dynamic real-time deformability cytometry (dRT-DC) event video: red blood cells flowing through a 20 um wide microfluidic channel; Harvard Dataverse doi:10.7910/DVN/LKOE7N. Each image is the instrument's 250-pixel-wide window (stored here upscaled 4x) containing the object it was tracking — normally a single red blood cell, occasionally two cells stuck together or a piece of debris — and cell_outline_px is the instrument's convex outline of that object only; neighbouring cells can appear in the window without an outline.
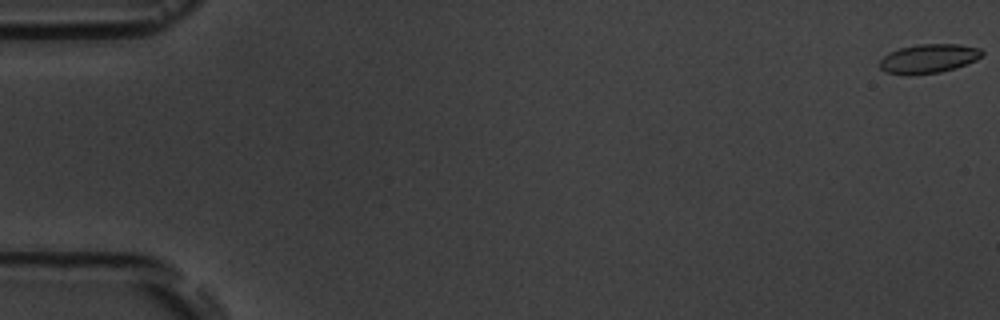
{"species": "common noctule bat (a hibernating species)", "species_latin": "Nyctalus noctula", "temperature_condition": "room temperature", "stored_images_in_passage": 7, "camera_frame_rate_fps": 3000, "um_per_image_px": 0.085, "animal": {"sex": "male", "body_mass_g": 19.5, "forearm_length_mm": 54.6}, "frame": {"image": 1, "passage_image": 1, "time_ms": 0.0, "image_size_px": [1000, 320], "cell_outline_px": [[984, 52], [976, 60], [956, 68], [940, 72], [908, 76], [884, 72], [880, 68], [880, 60], [888, 52], [900, 48], [920, 44], [960, 44], [980, 48]], "centroid_in_image_um": [78.91, 4.99], "position_along_channel_um": 6.1, "area_um2": 17.51}}
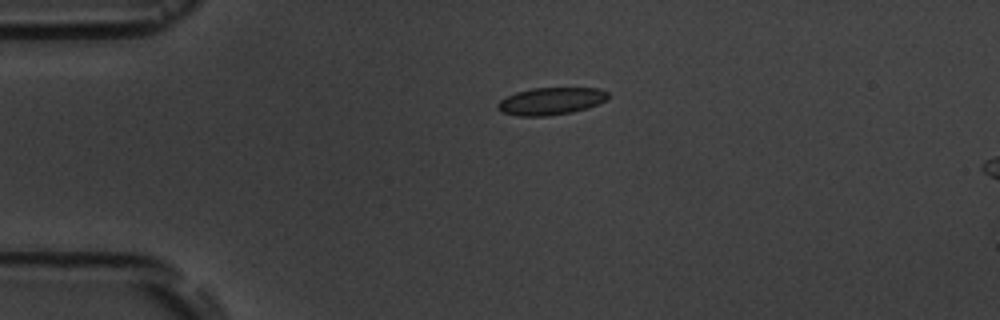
{"frame": {"image": 2, "passage_image": 5, "time_ms": 4.333, "image_size_px": [1000, 320], "cell_outline_px": [[608, 96], [604, 100], [588, 108], [572, 112], [548, 116], [516, 116], [500, 112], [496, 108], [496, 104], [500, 100], [516, 92], [532, 88], [600, 88], [608, 92]], "centroid_in_image_um": [46.78, 8.6], "position_along_channel_um": 38.2, "area_um2": 17.63}}